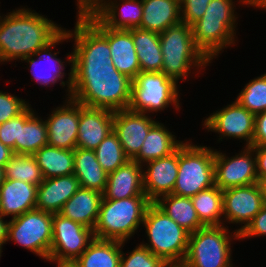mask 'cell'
Wrapping results in <instances>:
<instances>
[{
  "mask_svg": "<svg viewBox=\"0 0 266 267\" xmlns=\"http://www.w3.org/2000/svg\"><path fill=\"white\" fill-rule=\"evenodd\" d=\"M75 23L68 30L73 52L66 54L72 68L70 98L91 108L127 109L132 79L114 67L108 40L84 16Z\"/></svg>",
  "mask_w": 266,
  "mask_h": 267,
  "instance_id": "1",
  "label": "cell"
},
{
  "mask_svg": "<svg viewBox=\"0 0 266 267\" xmlns=\"http://www.w3.org/2000/svg\"><path fill=\"white\" fill-rule=\"evenodd\" d=\"M63 28L29 8L0 15V62L23 60L51 42Z\"/></svg>",
  "mask_w": 266,
  "mask_h": 267,
  "instance_id": "2",
  "label": "cell"
},
{
  "mask_svg": "<svg viewBox=\"0 0 266 267\" xmlns=\"http://www.w3.org/2000/svg\"><path fill=\"white\" fill-rule=\"evenodd\" d=\"M234 4L233 0H211L204 15L191 25L195 45L210 62L223 48L235 45Z\"/></svg>",
  "mask_w": 266,
  "mask_h": 267,
  "instance_id": "3",
  "label": "cell"
},
{
  "mask_svg": "<svg viewBox=\"0 0 266 267\" xmlns=\"http://www.w3.org/2000/svg\"><path fill=\"white\" fill-rule=\"evenodd\" d=\"M148 243H141L168 265H182L188 250L189 235L155 203L146 209L143 223Z\"/></svg>",
  "mask_w": 266,
  "mask_h": 267,
  "instance_id": "4",
  "label": "cell"
},
{
  "mask_svg": "<svg viewBox=\"0 0 266 267\" xmlns=\"http://www.w3.org/2000/svg\"><path fill=\"white\" fill-rule=\"evenodd\" d=\"M147 197L126 199H102L94 237L102 240L126 242L142 225L147 207Z\"/></svg>",
  "mask_w": 266,
  "mask_h": 267,
  "instance_id": "5",
  "label": "cell"
},
{
  "mask_svg": "<svg viewBox=\"0 0 266 267\" xmlns=\"http://www.w3.org/2000/svg\"><path fill=\"white\" fill-rule=\"evenodd\" d=\"M159 37L163 55L161 72L177 83L188 78L191 68L195 67L196 71L211 63L195 45L190 25L181 22L167 28Z\"/></svg>",
  "mask_w": 266,
  "mask_h": 267,
  "instance_id": "6",
  "label": "cell"
},
{
  "mask_svg": "<svg viewBox=\"0 0 266 267\" xmlns=\"http://www.w3.org/2000/svg\"><path fill=\"white\" fill-rule=\"evenodd\" d=\"M214 156L211 147L197 146L186 140L179 147L178 175L172 194L191 198L213 187Z\"/></svg>",
  "mask_w": 266,
  "mask_h": 267,
  "instance_id": "7",
  "label": "cell"
},
{
  "mask_svg": "<svg viewBox=\"0 0 266 267\" xmlns=\"http://www.w3.org/2000/svg\"><path fill=\"white\" fill-rule=\"evenodd\" d=\"M226 227L224 225L206 226L190 233L188 250L182 265L184 267H233L231 241L240 238L236 230L232 234L227 225Z\"/></svg>",
  "mask_w": 266,
  "mask_h": 267,
  "instance_id": "8",
  "label": "cell"
},
{
  "mask_svg": "<svg viewBox=\"0 0 266 267\" xmlns=\"http://www.w3.org/2000/svg\"><path fill=\"white\" fill-rule=\"evenodd\" d=\"M179 97L178 85L174 79L163 72L140 71L132 80L128 109L154 114L174 105V109L178 110Z\"/></svg>",
  "mask_w": 266,
  "mask_h": 267,
  "instance_id": "9",
  "label": "cell"
},
{
  "mask_svg": "<svg viewBox=\"0 0 266 267\" xmlns=\"http://www.w3.org/2000/svg\"><path fill=\"white\" fill-rule=\"evenodd\" d=\"M7 242L13 241L48 260L52 243L53 213L33 209L8 221Z\"/></svg>",
  "mask_w": 266,
  "mask_h": 267,
  "instance_id": "10",
  "label": "cell"
},
{
  "mask_svg": "<svg viewBox=\"0 0 266 267\" xmlns=\"http://www.w3.org/2000/svg\"><path fill=\"white\" fill-rule=\"evenodd\" d=\"M94 239L93 229L54 213L48 259L77 260Z\"/></svg>",
  "mask_w": 266,
  "mask_h": 267,
  "instance_id": "11",
  "label": "cell"
},
{
  "mask_svg": "<svg viewBox=\"0 0 266 267\" xmlns=\"http://www.w3.org/2000/svg\"><path fill=\"white\" fill-rule=\"evenodd\" d=\"M215 150V185L220 190L258 183L255 152L251 146H246L239 154L230 158Z\"/></svg>",
  "mask_w": 266,
  "mask_h": 267,
  "instance_id": "12",
  "label": "cell"
},
{
  "mask_svg": "<svg viewBox=\"0 0 266 267\" xmlns=\"http://www.w3.org/2000/svg\"><path fill=\"white\" fill-rule=\"evenodd\" d=\"M202 124L208 131L218 133L222 141L225 137L246 141L252 146L255 131V115L241 106L236 100L221 110L213 112ZM223 136V137H222Z\"/></svg>",
  "mask_w": 266,
  "mask_h": 267,
  "instance_id": "13",
  "label": "cell"
},
{
  "mask_svg": "<svg viewBox=\"0 0 266 267\" xmlns=\"http://www.w3.org/2000/svg\"><path fill=\"white\" fill-rule=\"evenodd\" d=\"M223 195V222L241 224L238 233L252 221L263 207L262 191L258 183L232 187L222 191ZM242 224H244L242 226Z\"/></svg>",
  "mask_w": 266,
  "mask_h": 267,
  "instance_id": "14",
  "label": "cell"
},
{
  "mask_svg": "<svg viewBox=\"0 0 266 267\" xmlns=\"http://www.w3.org/2000/svg\"><path fill=\"white\" fill-rule=\"evenodd\" d=\"M84 17L108 40L114 67L133 80L141 69L132 40V29L106 27L93 13Z\"/></svg>",
  "mask_w": 266,
  "mask_h": 267,
  "instance_id": "15",
  "label": "cell"
},
{
  "mask_svg": "<svg viewBox=\"0 0 266 267\" xmlns=\"http://www.w3.org/2000/svg\"><path fill=\"white\" fill-rule=\"evenodd\" d=\"M69 39L68 30L64 28V30H62L51 42L39 49L36 55L26 57L22 60L30 65L29 67L32 68L31 73L34 77L32 79H35L37 83L41 84V86L44 85L45 87H50L52 84L55 85L58 83L59 80L62 87L67 85V98H70V90L72 86V68H70V73H68L69 77H67V81H63L64 76H66V73L63 71L66 64H64L65 62L63 60L57 58V54H59V52L51 53V48H53L56 44L59 45V43H62V41L64 42ZM45 61H47V63H45ZM48 62L49 65H51L49 66V69L45 68L43 64H48Z\"/></svg>",
  "mask_w": 266,
  "mask_h": 267,
  "instance_id": "16",
  "label": "cell"
},
{
  "mask_svg": "<svg viewBox=\"0 0 266 267\" xmlns=\"http://www.w3.org/2000/svg\"><path fill=\"white\" fill-rule=\"evenodd\" d=\"M157 123L149 114L130 109L114 111L113 132L117 135L125 155L132 160L140 151L149 130Z\"/></svg>",
  "mask_w": 266,
  "mask_h": 267,
  "instance_id": "17",
  "label": "cell"
},
{
  "mask_svg": "<svg viewBox=\"0 0 266 267\" xmlns=\"http://www.w3.org/2000/svg\"><path fill=\"white\" fill-rule=\"evenodd\" d=\"M45 120L48 145L60 149L74 150L78 138L79 103L72 98L54 109Z\"/></svg>",
  "mask_w": 266,
  "mask_h": 267,
  "instance_id": "18",
  "label": "cell"
},
{
  "mask_svg": "<svg viewBox=\"0 0 266 267\" xmlns=\"http://www.w3.org/2000/svg\"><path fill=\"white\" fill-rule=\"evenodd\" d=\"M179 148L172 154L142 166L144 193L151 203L173 193L178 175ZM146 169V170H145ZM145 171V172H144Z\"/></svg>",
  "mask_w": 266,
  "mask_h": 267,
  "instance_id": "19",
  "label": "cell"
},
{
  "mask_svg": "<svg viewBox=\"0 0 266 267\" xmlns=\"http://www.w3.org/2000/svg\"><path fill=\"white\" fill-rule=\"evenodd\" d=\"M114 111L86 107L79 103V125L76 147L95 150L113 132Z\"/></svg>",
  "mask_w": 266,
  "mask_h": 267,
  "instance_id": "20",
  "label": "cell"
},
{
  "mask_svg": "<svg viewBox=\"0 0 266 267\" xmlns=\"http://www.w3.org/2000/svg\"><path fill=\"white\" fill-rule=\"evenodd\" d=\"M130 197H147L143 188V166L133 160L108 174L102 199L118 200Z\"/></svg>",
  "mask_w": 266,
  "mask_h": 267,
  "instance_id": "21",
  "label": "cell"
},
{
  "mask_svg": "<svg viewBox=\"0 0 266 267\" xmlns=\"http://www.w3.org/2000/svg\"><path fill=\"white\" fill-rule=\"evenodd\" d=\"M79 188V180L74 174L44 179L37 186L36 209L59 213Z\"/></svg>",
  "mask_w": 266,
  "mask_h": 267,
  "instance_id": "22",
  "label": "cell"
},
{
  "mask_svg": "<svg viewBox=\"0 0 266 267\" xmlns=\"http://www.w3.org/2000/svg\"><path fill=\"white\" fill-rule=\"evenodd\" d=\"M120 1L123 3L120 4ZM118 2L117 0L105 1L93 14L111 29L130 30L139 27L143 14L142 0H119Z\"/></svg>",
  "mask_w": 266,
  "mask_h": 267,
  "instance_id": "23",
  "label": "cell"
},
{
  "mask_svg": "<svg viewBox=\"0 0 266 267\" xmlns=\"http://www.w3.org/2000/svg\"><path fill=\"white\" fill-rule=\"evenodd\" d=\"M37 186L17 180L4 179L0 186V215L12 218L36 208Z\"/></svg>",
  "mask_w": 266,
  "mask_h": 267,
  "instance_id": "24",
  "label": "cell"
},
{
  "mask_svg": "<svg viewBox=\"0 0 266 267\" xmlns=\"http://www.w3.org/2000/svg\"><path fill=\"white\" fill-rule=\"evenodd\" d=\"M102 198V193L80 187L63 205L59 214L94 229Z\"/></svg>",
  "mask_w": 266,
  "mask_h": 267,
  "instance_id": "25",
  "label": "cell"
},
{
  "mask_svg": "<svg viewBox=\"0 0 266 267\" xmlns=\"http://www.w3.org/2000/svg\"><path fill=\"white\" fill-rule=\"evenodd\" d=\"M143 14L139 28L162 33L182 22L180 0H142Z\"/></svg>",
  "mask_w": 266,
  "mask_h": 267,
  "instance_id": "26",
  "label": "cell"
},
{
  "mask_svg": "<svg viewBox=\"0 0 266 267\" xmlns=\"http://www.w3.org/2000/svg\"><path fill=\"white\" fill-rule=\"evenodd\" d=\"M35 114L31 106L20 113L19 141H15V154L34 155L48 145L47 124Z\"/></svg>",
  "mask_w": 266,
  "mask_h": 267,
  "instance_id": "27",
  "label": "cell"
},
{
  "mask_svg": "<svg viewBox=\"0 0 266 267\" xmlns=\"http://www.w3.org/2000/svg\"><path fill=\"white\" fill-rule=\"evenodd\" d=\"M184 142L176 140L164 124L157 122L145 138L139 153L132 159L139 165L166 157L175 152Z\"/></svg>",
  "mask_w": 266,
  "mask_h": 267,
  "instance_id": "28",
  "label": "cell"
},
{
  "mask_svg": "<svg viewBox=\"0 0 266 267\" xmlns=\"http://www.w3.org/2000/svg\"><path fill=\"white\" fill-rule=\"evenodd\" d=\"M80 187L104 193L108 174L98 163L94 150L74 149V173Z\"/></svg>",
  "mask_w": 266,
  "mask_h": 267,
  "instance_id": "29",
  "label": "cell"
},
{
  "mask_svg": "<svg viewBox=\"0 0 266 267\" xmlns=\"http://www.w3.org/2000/svg\"><path fill=\"white\" fill-rule=\"evenodd\" d=\"M132 40L141 71L161 72L163 55L159 33L139 27L133 28Z\"/></svg>",
  "mask_w": 266,
  "mask_h": 267,
  "instance_id": "30",
  "label": "cell"
},
{
  "mask_svg": "<svg viewBox=\"0 0 266 267\" xmlns=\"http://www.w3.org/2000/svg\"><path fill=\"white\" fill-rule=\"evenodd\" d=\"M124 243L95 238L76 261L80 267H120Z\"/></svg>",
  "mask_w": 266,
  "mask_h": 267,
  "instance_id": "31",
  "label": "cell"
},
{
  "mask_svg": "<svg viewBox=\"0 0 266 267\" xmlns=\"http://www.w3.org/2000/svg\"><path fill=\"white\" fill-rule=\"evenodd\" d=\"M154 203L189 233L205 227L200 222L190 197L169 194L160 197Z\"/></svg>",
  "mask_w": 266,
  "mask_h": 267,
  "instance_id": "32",
  "label": "cell"
},
{
  "mask_svg": "<svg viewBox=\"0 0 266 267\" xmlns=\"http://www.w3.org/2000/svg\"><path fill=\"white\" fill-rule=\"evenodd\" d=\"M34 157L44 179L74 173V150L45 145L34 154Z\"/></svg>",
  "mask_w": 266,
  "mask_h": 267,
  "instance_id": "33",
  "label": "cell"
},
{
  "mask_svg": "<svg viewBox=\"0 0 266 267\" xmlns=\"http://www.w3.org/2000/svg\"><path fill=\"white\" fill-rule=\"evenodd\" d=\"M200 222L206 226H221L223 223V195L216 185L191 197ZM222 217V218H221Z\"/></svg>",
  "mask_w": 266,
  "mask_h": 267,
  "instance_id": "34",
  "label": "cell"
},
{
  "mask_svg": "<svg viewBox=\"0 0 266 267\" xmlns=\"http://www.w3.org/2000/svg\"><path fill=\"white\" fill-rule=\"evenodd\" d=\"M4 178L39 186L44 178L34 155L14 154L4 167Z\"/></svg>",
  "mask_w": 266,
  "mask_h": 267,
  "instance_id": "35",
  "label": "cell"
},
{
  "mask_svg": "<svg viewBox=\"0 0 266 267\" xmlns=\"http://www.w3.org/2000/svg\"><path fill=\"white\" fill-rule=\"evenodd\" d=\"M94 152L98 163L107 174L114 172L130 160L125 155L120 140L114 132H111Z\"/></svg>",
  "mask_w": 266,
  "mask_h": 267,
  "instance_id": "36",
  "label": "cell"
},
{
  "mask_svg": "<svg viewBox=\"0 0 266 267\" xmlns=\"http://www.w3.org/2000/svg\"><path fill=\"white\" fill-rule=\"evenodd\" d=\"M236 101L254 115L266 111V73L247 83Z\"/></svg>",
  "mask_w": 266,
  "mask_h": 267,
  "instance_id": "37",
  "label": "cell"
},
{
  "mask_svg": "<svg viewBox=\"0 0 266 267\" xmlns=\"http://www.w3.org/2000/svg\"><path fill=\"white\" fill-rule=\"evenodd\" d=\"M122 251L120 267H166L160 257L154 255L147 247L138 244L126 257Z\"/></svg>",
  "mask_w": 266,
  "mask_h": 267,
  "instance_id": "38",
  "label": "cell"
},
{
  "mask_svg": "<svg viewBox=\"0 0 266 267\" xmlns=\"http://www.w3.org/2000/svg\"><path fill=\"white\" fill-rule=\"evenodd\" d=\"M28 105L24 99L0 91V124L19 115Z\"/></svg>",
  "mask_w": 266,
  "mask_h": 267,
  "instance_id": "39",
  "label": "cell"
},
{
  "mask_svg": "<svg viewBox=\"0 0 266 267\" xmlns=\"http://www.w3.org/2000/svg\"><path fill=\"white\" fill-rule=\"evenodd\" d=\"M211 0H180L181 20L192 25L205 13Z\"/></svg>",
  "mask_w": 266,
  "mask_h": 267,
  "instance_id": "40",
  "label": "cell"
},
{
  "mask_svg": "<svg viewBox=\"0 0 266 267\" xmlns=\"http://www.w3.org/2000/svg\"><path fill=\"white\" fill-rule=\"evenodd\" d=\"M20 114L0 124V142L13 150L15 154V141H19Z\"/></svg>",
  "mask_w": 266,
  "mask_h": 267,
  "instance_id": "41",
  "label": "cell"
},
{
  "mask_svg": "<svg viewBox=\"0 0 266 267\" xmlns=\"http://www.w3.org/2000/svg\"><path fill=\"white\" fill-rule=\"evenodd\" d=\"M259 236H266V205H263L259 213L239 233L240 240Z\"/></svg>",
  "mask_w": 266,
  "mask_h": 267,
  "instance_id": "42",
  "label": "cell"
},
{
  "mask_svg": "<svg viewBox=\"0 0 266 267\" xmlns=\"http://www.w3.org/2000/svg\"><path fill=\"white\" fill-rule=\"evenodd\" d=\"M266 145V111L255 115V131L252 146Z\"/></svg>",
  "mask_w": 266,
  "mask_h": 267,
  "instance_id": "43",
  "label": "cell"
},
{
  "mask_svg": "<svg viewBox=\"0 0 266 267\" xmlns=\"http://www.w3.org/2000/svg\"><path fill=\"white\" fill-rule=\"evenodd\" d=\"M251 147L255 152L258 181L266 179V145Z\"/></svg>",
  "mask_w": 266,
  "mask_h": 267,
  "instance_id": "44",
  "label": "cell"
},
{
  "mask_svg": "<svg viewBox=\"0 0 266 267\" xmlns=\"http://www.w3.org/2000/svg\"><path fill=\"white\" fill-rule=\"evenodd\" d=\"M107 0H77V16H84L87 14H92Z\"/></svg>",
  "mask_w": 266,
  "mask_h": 267,
  "instance_id": "45",
  "label": "cell"
},
{
  "mask_svg": "<svg viewBox=\"0 0 266 267\" xmlns=\"http://www.w3.org/2000/svg\"><path fill=\"white\" fill-rule=\"evenodd\" d=\"M14 155V152L9 147L5 146L0 142V167L4 168L11 157Z\"/></svg>",
  "mask_w": 266,
  "mask_h": 267,
  "instance_id": "46",
  "label": "cell"
},
{
  "mask_svg": "<svg viewBox=\"0 0 266 267\" xmlns=\"http://www.w3.org/2000/svg\"><path fill=\"white\" fill-rule=\"evenodd\" d=\"M4 217L0 215V248L2 249L4 246L3 244H6L7 240V232H8V224L9 222L4 221Z\"/></svg>",
  "mask_w": 266,
  "mask_h": 267,
  "instance_id": "47",
  "label": "cell"
},
{
  "mask_svg": "<svg viewBox=\"0 0 266 267\" xmlns=\"http://www.w3.org/2000/svg\"><path fill=\"white\" fill-rule=\"evenodd\" d=\"M242 2V3H241ZM240 4H245L246 6H253V7H257V8H261V10H265L266 9V0H240L239 1Z\"/></svg>",
  "mask_w": 266,
  "mask_h": 267,
  "instance_id": "48",
  "label": "cell"
},
{
  "mask_svg": "<svg viewBox=\"0 0 266 267\" xmlns=\"http://www.w3.org/2000/svg\"><path fill=\"white\" fill-rule=\"evenodd\" d=\"M47 261L55 262L58 267H80L76 260H55L48 259Z\"/></svg>",
  "mask_w": 266,
  "mask_h": 267,
  "instance_id": "49",
  "label": "cell"
},
{
  "mask_svg": "<svg viewBox=\"0 0 266 267\" xmlns=\"http://www.w3.org/2000/svg\"><path fill=\"white\" fill-rule=\"evenodd\" d=\"M258 184L262 191L263 204L266 205V179L259 180Z\"/></svg>",
  "mask_w": 266,
  "mask_h": 267,
  "instance_id": "50",
  "label": "cell"
},
{
  "mask_svg": "<svg viewBox=\"0 0 266 267\" xmlns=\"http://www.w3.org/2000/svg\"><path fill=\"white\" fill-rule=\"evenodd\" d=\"M4 179V168L0 167V186L3 184Z\"/></svg>",
  "mask_w": 266,
  "mask_h": 267,
  "instance_id": "51",
  "label": "cell"
},
{
  "mask_svg": "<svg viewBox=\"0 0 266 267\" xmlns=\"http://www.w3.org/2000/svg\"><path fill=\"white\" fill-rule=\"evenodd\" d=\"M166 267H184L183 265H167Z\"/></svg>",
  "mask_w": 266,
  "mask_h": 267,
  "instance_id": "52",
  "label": "cell"
}]
</instances>
